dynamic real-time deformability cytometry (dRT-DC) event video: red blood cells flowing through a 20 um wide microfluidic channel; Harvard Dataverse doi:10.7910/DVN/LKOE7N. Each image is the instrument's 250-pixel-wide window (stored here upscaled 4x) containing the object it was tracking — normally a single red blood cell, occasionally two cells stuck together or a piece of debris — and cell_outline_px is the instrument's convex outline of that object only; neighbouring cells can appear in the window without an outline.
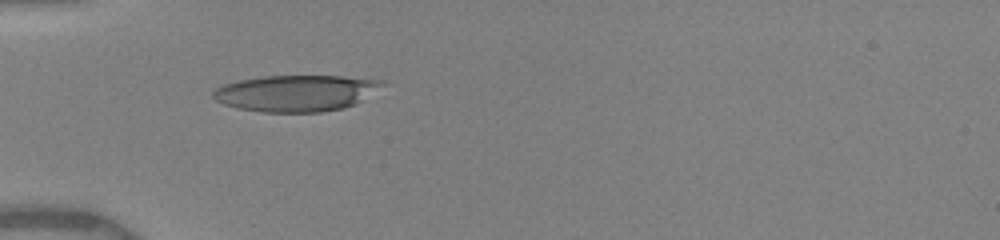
{"species": "human", "species_latin": "Homo sapiens", "temperature_condition": "warm", "stored_images_in_passage": 19, "camera_frame_rate_fps": 3000, "um_per_image_px": 0.085, "donor": {"sex": "female"}, "frame": {"image": 1, "passage_image": 14, "time_ms": 5.333, "image_size_px": [1000, 240], "cell_outline_px": [[384, 84], [360, 100], [344, 108], [320, 112], [264, 112], [236, 108], [224, 104], [216, 100], [212, 96], [212, 92], [216, 88], [224, 84], [236, 80], [264, 76], [340, 76], [384, 80]], "centroid_in_image_um": [25.09, 7.91], "position_along_channel_um": 59.9, "area_um2": 35.55}}
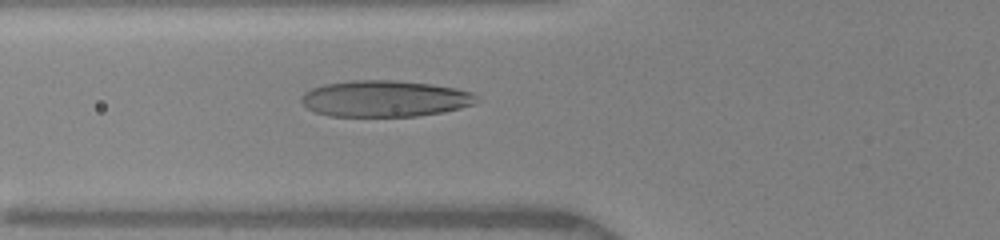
{"frame": {"image": 2, "passage_image": 16, "time_ms": 6.333, "image_size_px": [1000, 240], "cell_outline_px": [[476, 96], [472, 104], [460, 108], [444, 112], [416, 116], [328, 116], [316, 112], [308, 108], [300, 100], [300, 96], [304, 92], [312, 88], [324, 84], [352, 80], [392, 80], [428, 84], [452, 88], [472, 92]], "centroid_in_image_um": [32.64, 8.39], "position_along_channel_um": 93.2, "area_um2": 36.82}}
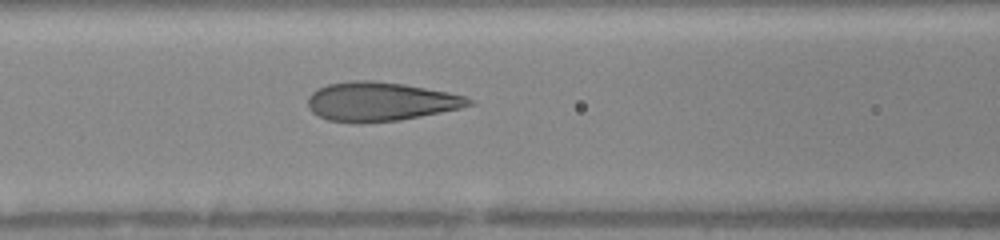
{"frame": {"image": 3, "passage_image": 19, "time_ms": 7.333, "image_size_px": [1000, 240], "cell_outline_px": [[476, 104], [460, 108], [400, 120], [360, 124], [356, 124], [328, 120], [312, 112], [308, 108], [308, 96], [312, 92], [328, 84], [356, 80], [372, 80], [404, 84], [464, 96], [476, 100]], "centroid_in_image_um": [32.32, 8.65], "position_along_channel_um": 134.3, "area_um2": 36.59}}